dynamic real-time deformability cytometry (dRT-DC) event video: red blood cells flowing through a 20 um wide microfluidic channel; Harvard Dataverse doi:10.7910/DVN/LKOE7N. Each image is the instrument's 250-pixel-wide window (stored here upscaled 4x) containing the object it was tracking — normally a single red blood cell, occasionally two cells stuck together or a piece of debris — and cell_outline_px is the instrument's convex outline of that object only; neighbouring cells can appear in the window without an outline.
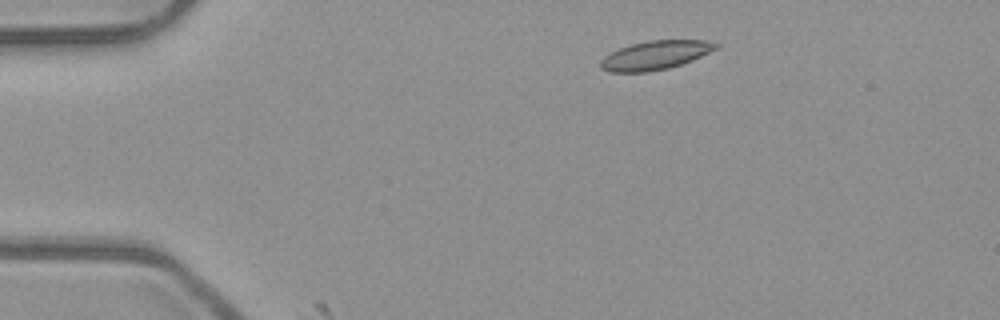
{"species": "common noctule bat (a hibernating species)", "species_latin": "Nyctalus noctula", "temperature_condition": "room temperature", "stored_images_in_passage": 3, "camera_frame_rate_fps": 3000, "um_per_image_px": 0.085, "animal": {"sex": "male", "body_mass_g": 23.1, "forearm_length_mm": 52.7}, "frame": {"image": 1, "passage_image": 2, "time_ms": 0.333, "image_size_px": [1000, 320], "cell_outline_px": [[720, 48], [692, 60], [668, 68], [648, 72], [608, 72], [600, 68], [600, 60], [604, 56], [620, 48], [632, 44], [648, 40], [704, 40], [720, 44]], "centroid_in_image_um": [55.71, 4.69], "position_along_channel_um": 29.3, "area_um2": 19.42}}